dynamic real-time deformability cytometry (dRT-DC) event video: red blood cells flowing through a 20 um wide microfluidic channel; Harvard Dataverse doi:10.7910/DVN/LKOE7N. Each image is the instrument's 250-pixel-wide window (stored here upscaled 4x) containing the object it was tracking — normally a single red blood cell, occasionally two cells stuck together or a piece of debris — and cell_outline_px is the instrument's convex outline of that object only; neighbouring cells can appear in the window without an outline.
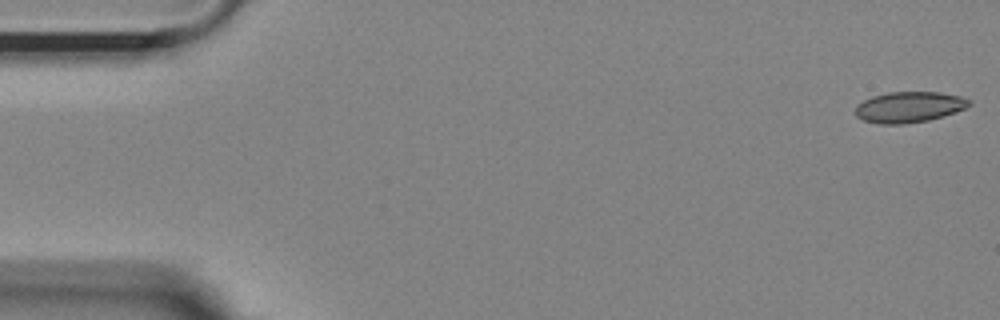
{"species": "Egyptian fruit bat (a non-hibernating species)", "species_latin": "Rousettus aegyptiacus", "temperature_condition": "room temperature", "stored_images_in_passage": 55, "camera_frame_rate_fps": 3000, "um_per_image_px": 0.085, "animal": {"sex": "female"}, "frame": {"image": 1, "passage_image": 1, "time_ms": 0.0, "image_size_px": [1000, 320], "cell_outline_px": [[972, 104], [956, 112], [944, 116], [928, 120], [904, 124], [880, 124], [864, 120], [856, 116], [856, 104], [872, 96], [888, 92], [940, 92], [960, 96], [972, 100]], "centroid_in_image_um": [77.29, 9.09], "position_along_channel_um": 7.7, "area_um2": 20.52}}
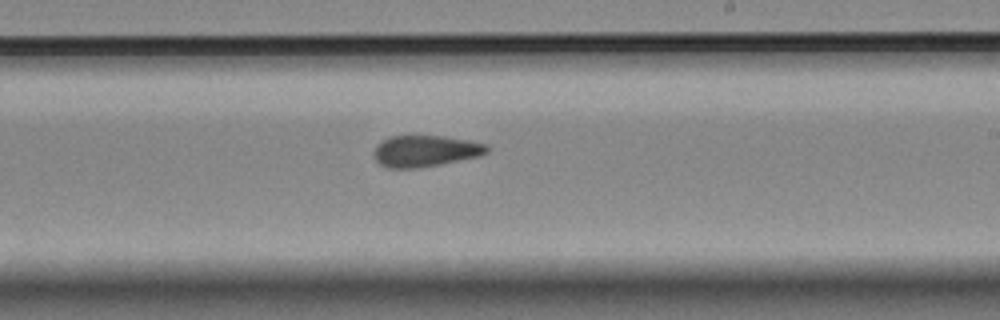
{"frame": {"image": 2, "passage_image": 32, "time_ms": 10.333, "image_size_px": [1000, 320], "cell_outline_px": [[488, 152], [480, 156], [420, 168], [388, 168], [380, 164], [372, 156], [372, 152], [376, 144], [392, 136], [440, 136], [468, 140], [484, 144], [488, 148]], "centroid_in_image_um": [36.1, 12.85], "position_along_channel_um": 252.9, "area_um2": 20.63}}
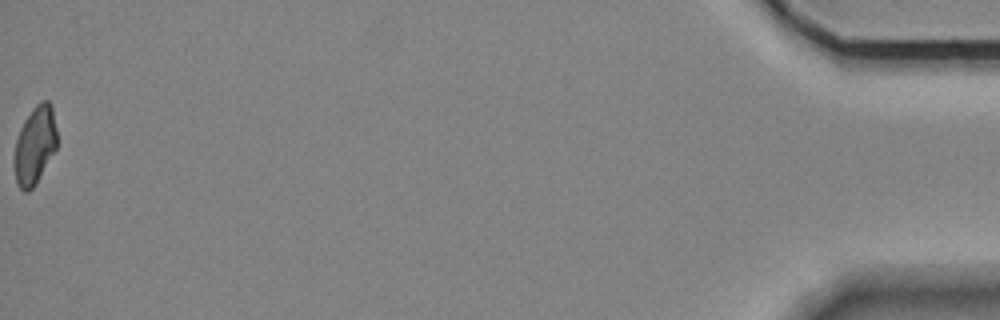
{"frame": {"image": 3, "passage_image": 55, "time_ms": 18.0, "image_size_px": [1000, 320], "cell_outline_px": [[56, 148], [36, 184], [28, 192], [24, 192], [20, 188], [16, 180], [12, 160], [16, 140], [20, 128], [24, 120], [32, 108], [40, 100], [48, 100], [52, 104], [56, 128]], "centroid_in_image_um": [2.94, 12.33], "position_along_channel_um": 432.3, "area_um2": 19.65}, "authors_computed_cell_mechanics": {"area_um2": 21.097, "velocity_mm_per_s": 3.6253, "shape_relaxation_time_tau1_ms": 8.0045, "shape_relaxation_time_tau2_ms": 3.4769, "deformation_change_tau1": 0.1416, "deformation_change_tau2": 0.0837}}